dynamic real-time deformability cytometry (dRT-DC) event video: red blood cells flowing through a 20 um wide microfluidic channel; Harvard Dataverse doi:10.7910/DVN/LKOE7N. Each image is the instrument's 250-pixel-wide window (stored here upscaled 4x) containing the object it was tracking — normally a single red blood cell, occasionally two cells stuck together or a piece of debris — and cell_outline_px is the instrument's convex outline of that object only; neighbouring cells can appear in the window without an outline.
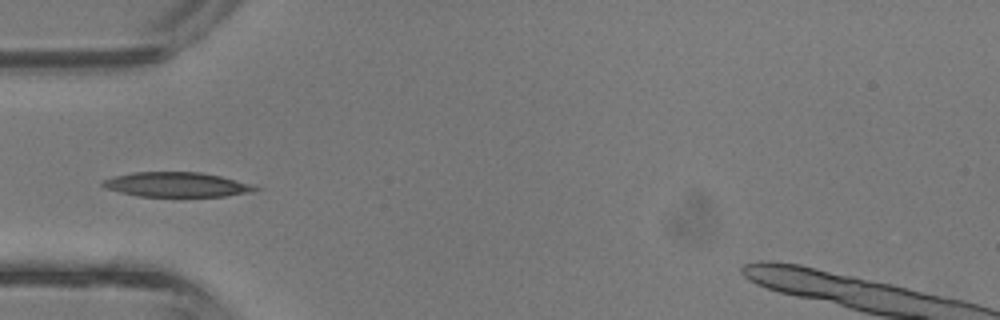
{"species": "common noctule bat (a hibernating species)", "species_latin": "Nyctalus noctula", "temperature_condition": "room temperature", "stored_images_in_passage": 6, "camera_frame_rate_fps": 3000, "um_per_image_px": 0.085, "animal": {"sex": "male", "body_mass_g": 13.3}, "frame": {"image": 1, "passage_image": 5, "time_ms": 1.333, "image_size_px": [1000, 320], "cell_outline_px": [[264, 188], [252, 192], [224, 196], [136, 196], [104, 188], [100, 184], [100, 180], [112, 176], [132, 172], [200, 172], [220, 176], [256, 184]], "centroid_in_image_um": [15.03, 15.68], "position_along_channel_um": 70.0, "area_um2": 22.31}}
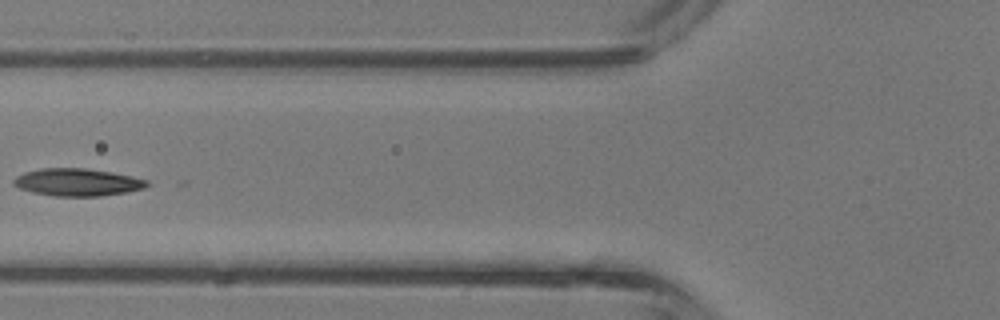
{"frame": {"image": 2, "passage_image": 6, "time_ms": 1.667, "image_size_px": [1000, 320], "cell_outline_px": [[148, 184], [144, 188], [128, 192], [100, 196], [52, 196], [32, 192], [20, 188], [12, 184], [12, 180], [16, 176], [24, 172], [40, 168], [84, 168], [112, 172], [132, 176], [148, 180]], "centroid_in_image_um": [6.56, 15.49], "position_along_channel_um": 119.2, "area_um2": 21.44}}